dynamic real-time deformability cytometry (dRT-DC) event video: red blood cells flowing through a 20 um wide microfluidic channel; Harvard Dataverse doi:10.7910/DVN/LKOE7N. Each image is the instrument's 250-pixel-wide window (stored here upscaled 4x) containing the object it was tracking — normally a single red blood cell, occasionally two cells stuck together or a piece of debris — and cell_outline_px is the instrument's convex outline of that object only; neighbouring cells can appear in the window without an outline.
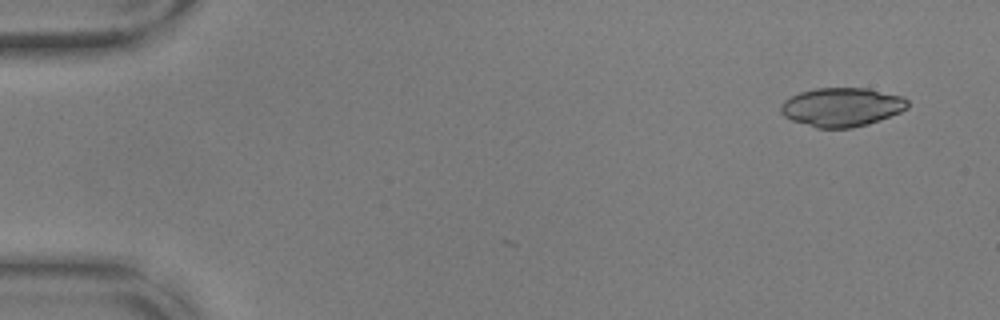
{"species": "common noctule bat (a hibernating species)", "species_latin": "Nyctalus noctula", "temperature_condition": "warm", "stored_images_in_passage": 3, "camera_frame_rate_fps": 3000, "um_per_image_px": 0.085, "animal": {"sex": "male", "body_mass_g": 17.9, "forearm_length_mm": 54.2}, "frame": {"image": 1, "passage_image": 1, "time_ms": 0.0, "image_size_px": [1000, 320], "cell_outline_px": [[908, 108], [900, 112], [880, 120], [868, 124], [852, 128], [816, 128], [792, 120], [784, 116], [780, 112], [780, 104], [784, 100], [800, 92], [816, 88], [868, 88], [904, 96], [908, 100]], "centroid_in_image_um": [71.56, 9.1], "position_along_channel_um": 13.4, "area_um2": 28.9}}